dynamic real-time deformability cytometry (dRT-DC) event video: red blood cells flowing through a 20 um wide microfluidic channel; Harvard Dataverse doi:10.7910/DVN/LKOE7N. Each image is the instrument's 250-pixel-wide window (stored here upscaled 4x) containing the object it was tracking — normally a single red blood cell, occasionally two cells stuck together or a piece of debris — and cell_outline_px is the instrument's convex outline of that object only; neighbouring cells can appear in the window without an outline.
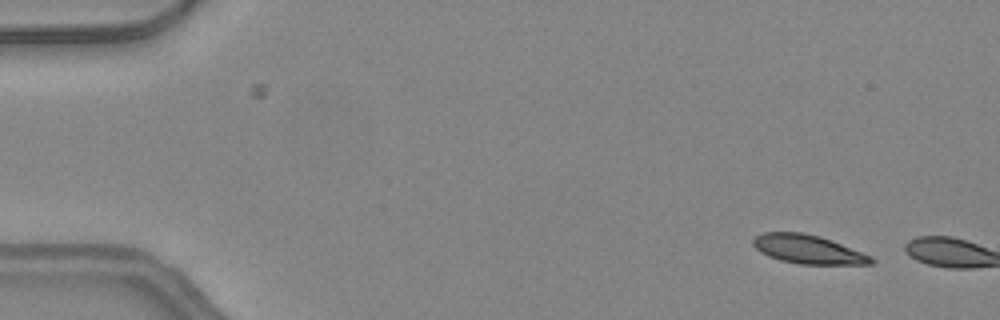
{"species": "common noctule bat (a hibernating species)", "species_latin": "Nyctalus noctula", "temperature_condition": "warm", "stored_images_in_passage": 5, "camera_frame_rate_fps": 3000, "um_per_image_px": 0.085, "animal": {"sex": "female", "body_mass_g": 24.6, "forearm_length_mm": 56.2}, "frame": {"image": 1, "passage_image": 4, "time_ms": 1.0, "image_size_px": [1000, 320], "cell_outline_px": [[876, 260], [872, 264], [800, 264], [780, 260], [768, 256], [760, 252], [752, 244], [752, 240], [756, 236], [764, 232], [804, 232], [820, 236], [832, 240], [872, 256]], "centroid_in_image_um": [68.69, 21.19], "position_along_channel_um": 16.3, "area_um2": 19.88}}